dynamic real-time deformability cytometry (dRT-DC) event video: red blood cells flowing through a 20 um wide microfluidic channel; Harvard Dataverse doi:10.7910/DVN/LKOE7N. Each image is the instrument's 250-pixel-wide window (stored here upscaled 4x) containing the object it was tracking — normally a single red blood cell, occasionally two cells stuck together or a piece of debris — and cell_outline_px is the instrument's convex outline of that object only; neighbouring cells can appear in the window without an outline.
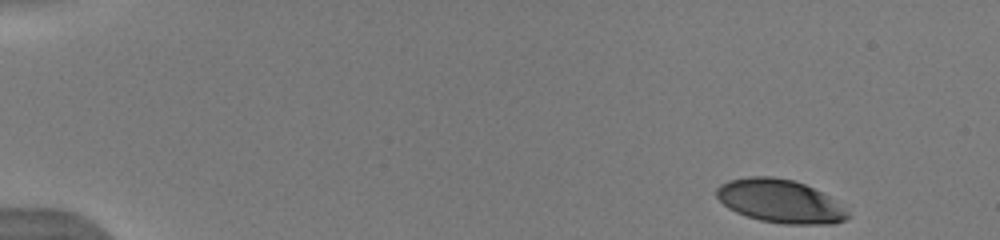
{"species": "human", "species_latin": "Homo sapiens", "temperature_condition": "warm", "stored_images_in_passage": 48, "camera_frame_rate_fps": 3000, "um_per_image_px": 0.085, "donor": {"sex": "male"}, "frame": {"image": 1, "passage_image": 1, "time_ms": 0.0, "image_size_px": [1000, 240], "cell_outline_px": [[852, 216], [848, 220], [836, 224], [784, 224], [760, 220], [736, 212], [728, 208], [716, 196], [716, 188], [720, 184], [728, 180], [748, 176], [772, 176], [792, 180], [804, 184], [828, 196], [844, 208]], "centroid_in_image_um": [66.31, 17.11], "position_along_channel_um": 18.7, "area_um2": 33.12}}
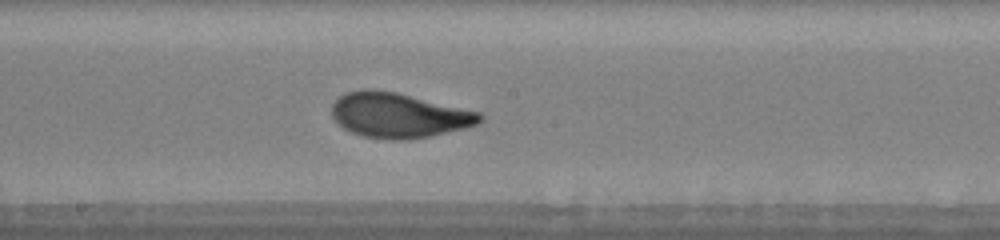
{"frame": {"image": 2, "passage_image": 26, "time_ms": 8.333, "image_size_px": [1000, 240], "cell_outline_px": [[484, 120], [468, 128], [408, 140], [388, 140], [364, 136], [352, 132], [344, 128], [332, 116], [332, 104], [340, 96], [348, 92], [364, 88], [372, 88], [396, 92], [480, 112], [484, 116]], "centroid_in_image_um": [33.91, 9.8], "position_along_channel_um": 214.3, "area_um2": 38.78}}
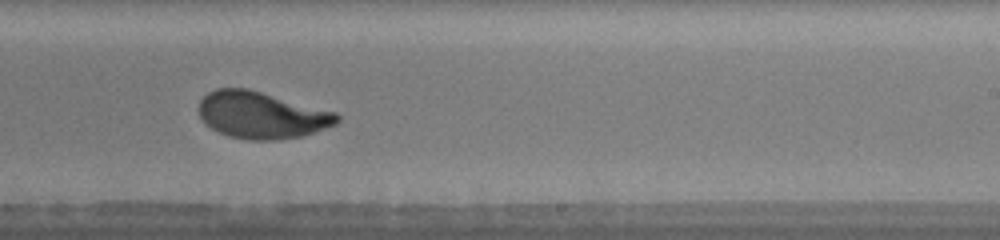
{"frame": {"image": 3, "passage_image": 30, "time_ms": 9.667, "image_size_px": [1000, 240], "cell_outline_px": [[340, 120], [336, 124], [300, 136], [276, 140], [248, 140], [228, 136], [204, 124], [200, 116], [200, 100], [208, 92], [216, 88], [248, 88], [336, 112], [340, 116]], "centroid_in_image_um": [22.22, 9.78], "position_along_channel_um": 266.8, "area_um2": 37.57}, "authors_computed_cell_mechanics": {"area_um2": 37.2521, "velocity_mm_per_s": 3.9579, "shape_relaxation_time_tau1_ms": 2.8899, "shape_relaxation_time_tau2_ms": 0.8939, "deformation_change_tau1": 0.1752, "deformation_change_tau2": 0.0504}}